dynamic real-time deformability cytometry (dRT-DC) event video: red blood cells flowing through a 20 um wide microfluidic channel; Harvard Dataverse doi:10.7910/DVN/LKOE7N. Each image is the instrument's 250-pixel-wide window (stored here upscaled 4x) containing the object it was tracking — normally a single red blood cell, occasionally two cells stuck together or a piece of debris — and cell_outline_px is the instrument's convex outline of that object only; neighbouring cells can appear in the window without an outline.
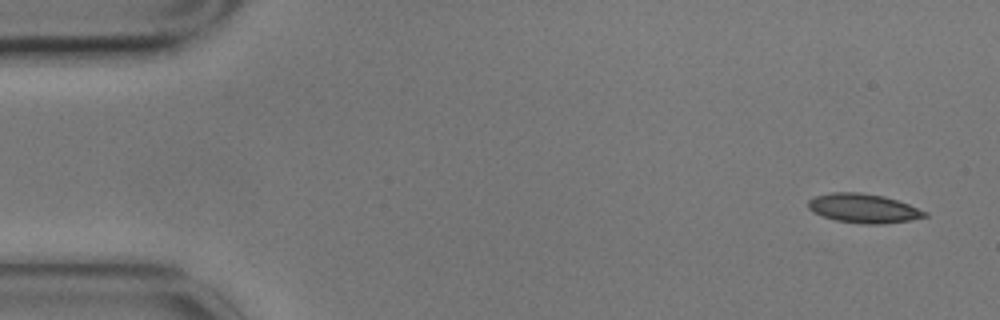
{"species": "common noctule bat (a hibernating species)", "species_latin": "Nyctalus noctula", "temperature_condition": "cold", "stored_images_in_passage": 4, "camera_frame_rate_fps": 3000, "um_per_image_px": 0.085, "animal": {"sex": "male", "body_mass_g": 17.9}, "frame": {"image": 1, "passage_image": 1, "time_ms": 0.0, "image_size_px": [1000, 320], "cell_outline_px": [[928, 216], [908, 220], [884, 224], [864, 224], [836, 220], [812, 212], [808, 208], [808, 200], [816, 196], [832, 192], [860, 192], [884, 196], [908, 204], [928, 212]], "centroid_in_image_um": [73.39, 17.7], "position_along_channel_um": 11.6, "area_um2": 19.71}}
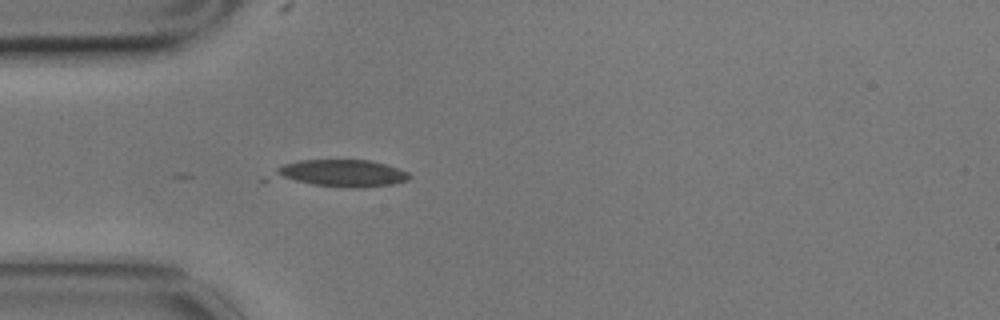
{"frame": {"image": 2, "passage_image": 4, "time_ms": 1.0, "image_size_px": [1000, 320], "cell_outline_px": [[412, 176], [408, 180], [392, 184], [364, 188], [348, 188], [264, 184], [260, 180], [280, 164], [300, 160], [368, 160], [384, 164], [408, 172]], "centroid_in_image_um": [28.52, 14.8], "position_along_channel_um": 56.5, "area_um2": 23.93}}